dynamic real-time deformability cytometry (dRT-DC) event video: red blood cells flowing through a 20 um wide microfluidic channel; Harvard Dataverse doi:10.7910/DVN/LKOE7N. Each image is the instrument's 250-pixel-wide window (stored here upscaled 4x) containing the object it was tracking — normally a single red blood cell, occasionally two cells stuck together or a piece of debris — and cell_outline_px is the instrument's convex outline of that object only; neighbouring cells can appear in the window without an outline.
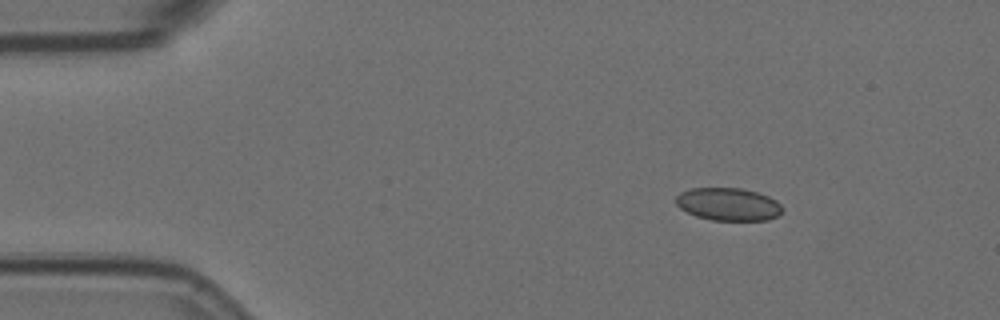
{"species": "Egyptian fruit bat (a non-hibernating species)", "species_latin": "Rousettus aegyptiacus", "temperature_condition": "room temperature", "stored_images_in_passage": 9, "camera_frame_rate_fps": 3000, "um_per_image_px": 0.085, "animal": {"sex": "female"}, "frame": {"image": 1, "passage_image": 1, "time_ms": 0.0, "image_size_px": [1000, 320], "cell_outline_px": [[780, 212], [776, 216], [768, 220], [712, 220], [696, 216], [680, 208], [676, 204], [676, 196], [680, 192], [688, 188], [740, 188], [756, 192], [768, 196], [776, 200], [780, 204]], "centroid_in_image_um": [61.86, 17.35], "position_along_channel_um": 23.1, "area_um2": 20.17}}
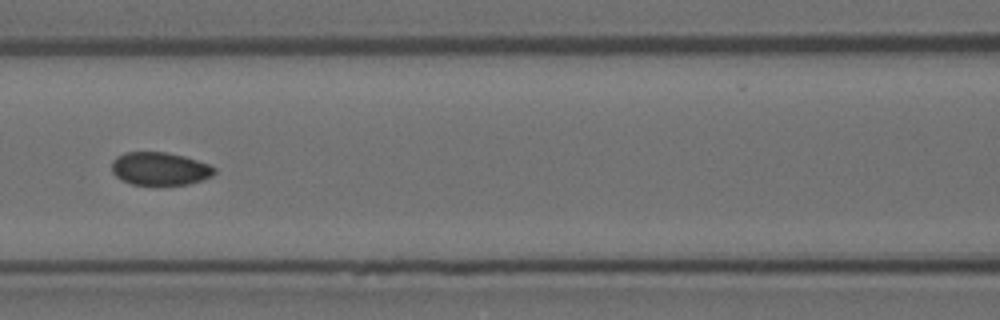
{"frame": {"image": 2, "passage_image": 6, "time_ms": 1.667, "image_size_px": [1000, 320], "cell_outline_px": [[216, 172], [212, 176], [188, 184], [156, 188], [132, 184], [120, 180], [112, 172], [112, 160], [116, 156], [124, 152], [164, 152], [184, 156], [208, 164], [216, 168]], "centroid_in_image_um": [13.55, 14.39], "position_along_channel_um": 153.0, "area_um2": 20.46}}
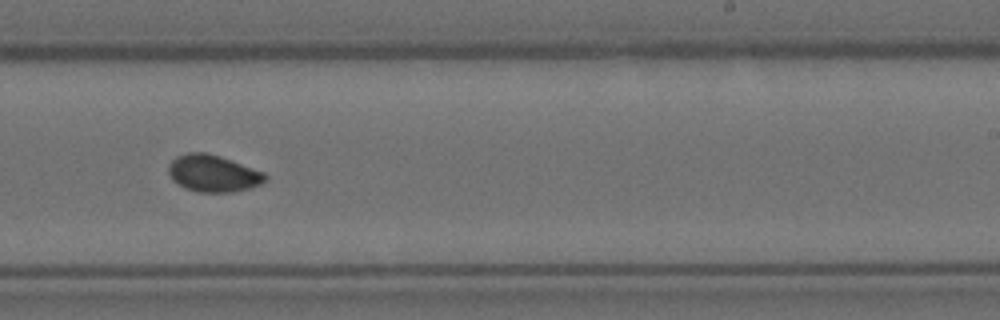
{"frame": {"image": 3, "passage_image": 9, "time_ms": 2.667, "image_size_px": [1000, 320], "cell_outline_px": [[268, 180], [260, 184], [248, 188], [232, 192], [200, 192], [184, 188], [172, 180], [168, 172], [168, 164], [176, 156], [188, 152], [204, 152], [220, 156], [232, 160], [264, 172], [268, 176]], "centroid_in_image_um": [18.1, 14.73], "position_along_channel_um": 270.9, "area_um2": 20.92}}